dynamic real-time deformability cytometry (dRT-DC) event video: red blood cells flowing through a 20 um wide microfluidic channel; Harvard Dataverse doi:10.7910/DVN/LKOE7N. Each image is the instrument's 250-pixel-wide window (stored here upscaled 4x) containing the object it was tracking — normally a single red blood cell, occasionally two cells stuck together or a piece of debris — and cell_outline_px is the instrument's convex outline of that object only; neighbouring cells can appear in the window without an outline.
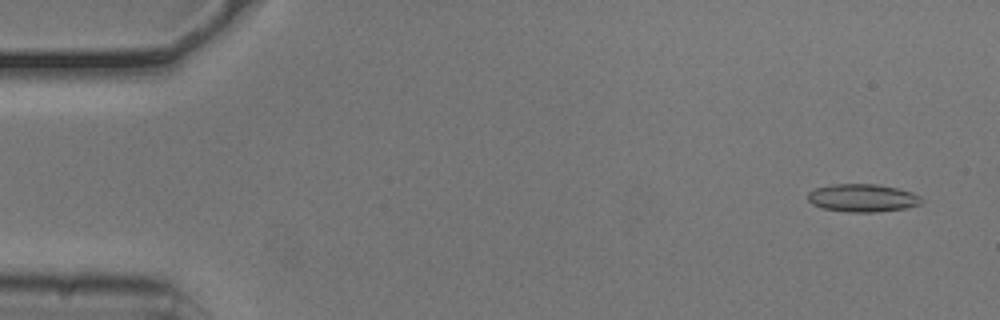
{"species": "common noctule bat (a hibernating species)", "species_latin": "Nyctalus noctula", "temperature_condition": "cold", "stored_images_in_passage": 49, "camera_frame_rate_fps": 3000, "um_per_image_px": 0.085, "animal": {"sex": "male", "body_mass_g": 20.5, "forearm_length_mm": 52.5}, "frame": {"image": 1, "passage_image": 3, "time_ms": 0.667, "image_size_px": [1000, 320], "cell_outline_px": [[924, 200], [920, 204], [904, 208], [876, 212], [848, 212], [824, 208], [812, 204], [808, 200], [808, 192], [816, 188], [832, 184], [876, 184], [896, 188], [912, 192], [920, 196]], "centroid_in_image_um": [73.32, 16.82], "position_along_channel_um": 11.7, "area_um2": 18.38}}
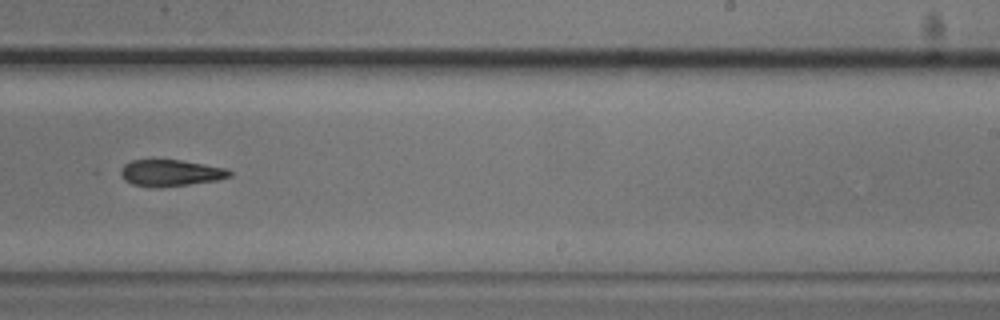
{"frame": {"image": 2, "passage_image": 33, "time_ms": 10.667, "image_size_px": [1000, 320], "cell_outline_px": [[232, 176], [216, 180], [160, 188], [152, 188], [132, 184], [124, 180], [120, 176], [120, 168], [124, 164], [132, 160], [180, 160], [228, 168], [232, 172]], "centroid_in_image_um": [14.47, 14.7], "position_along_channel_um": 274.5, "area_um2": 16.99}}
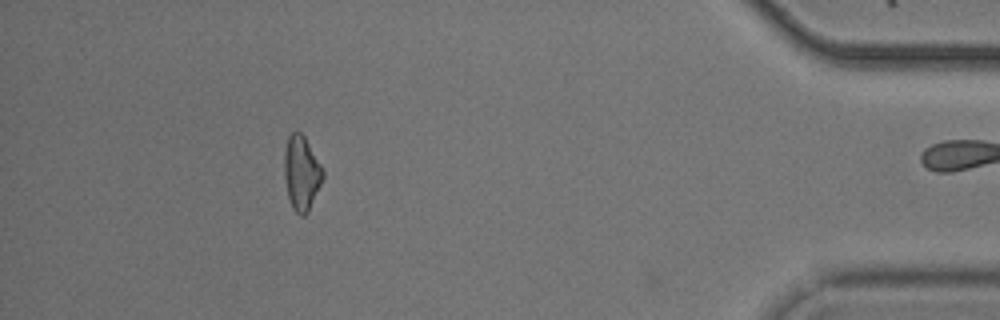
{"frame": {"image": 3, "passage_image": 48, "time_ms": 15.667, "image_size_px": [1000, 320], "cell_outline_px": [[324, 176], [308, 212], [304, 216], [300, 216], [292, 208], [288, 196], [284, 176], [284, 152], [288, 136], [292, 132], [300, 132], [304, 136], [320, 164], [324, 172]], "centroid_in_image_um": [25.61, 14.72], "position_along_channel_um": 409.6, "area_um2": 16.59}, "authors_computed_cell_mechanics": {"area_um2": 17.629, "velocity_mm_per_s": 3.8078, "shape_relaxation_time_tau1_ms": 3.6849, "shape_relaxation_time_tau2_ms": null, "deformation_change_tau1": 0.1131, "deformation_change_tau2": null}}